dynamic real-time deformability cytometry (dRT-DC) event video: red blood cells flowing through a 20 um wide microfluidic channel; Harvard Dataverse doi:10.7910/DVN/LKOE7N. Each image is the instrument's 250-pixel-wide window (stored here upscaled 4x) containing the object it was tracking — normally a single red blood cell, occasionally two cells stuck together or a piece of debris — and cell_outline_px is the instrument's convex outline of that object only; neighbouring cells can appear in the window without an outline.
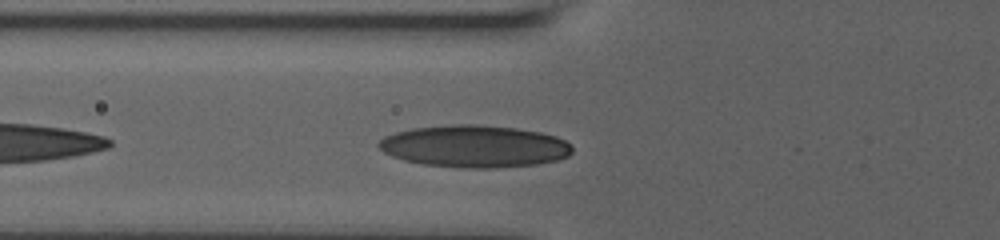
{"species": "human", "species_latin": "Homo sapiens", "temperature_condition": "room temperature", "stored_images_in_passage": 5, "camera_frame_rate_fps": 3000, "um_per_image_px": 0.085, "donor": {"sex": "male"}, "frame": {"image": 1, "passage_image": 4, "time_ms": 1.0, "image_size_px": [1000, 240], "cell_outline_px": [[572, 152], [568, 156], [556, 160], [536, 164], [496, 168], [464, 168], [424, 164], [404, 160], [392, 156], [384, 152], [376, 144], [384, 136], [396, 132], [412, 128], [452, 124], [476, 124], [516, 128], [540, 132], [556, 136], [572, 144]], "centroid_in_image_um": [40.33, 12.43], "position_along_channel_um": 85.5, "area_um2": 47.63}}